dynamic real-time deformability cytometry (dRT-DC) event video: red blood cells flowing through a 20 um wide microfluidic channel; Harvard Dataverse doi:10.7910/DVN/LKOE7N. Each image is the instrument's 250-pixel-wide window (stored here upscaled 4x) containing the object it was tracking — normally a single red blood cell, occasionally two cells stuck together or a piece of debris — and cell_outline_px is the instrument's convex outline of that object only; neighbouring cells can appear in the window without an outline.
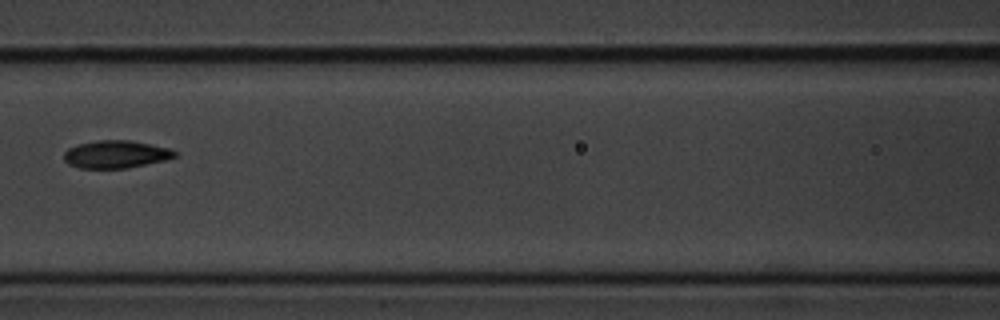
{"species": "common noctule bat (a hibernating species)", "species_latin": "Nyctalus noctula", "temperature_condition": "cold", "stored_images_in_passage": 9, "camera_frame_rate_fps": 3000, "um_per_image_px": 0.085, "animal": {"sex": "male", "body_mass_g": 20.1, "forearm_length_mm": 53.5}, "frame": {"image": 1, "passage_image": 6, "time_ms": 1.667, "image_size_px": [1000, 320], "cell_outline_px": [[180, 152], [176, 156], [164, 160], [124, 168], [80, 168], [68, 164], [64, 160], [64, 152], [68, 148], [76, 144], [96, 140], [128, 140], [152, 144], [172, 148]], "centroid_in_image_um": [9.85, 13.1], "position_along_channel_um": 156.7, "area_um2": 17.98}}
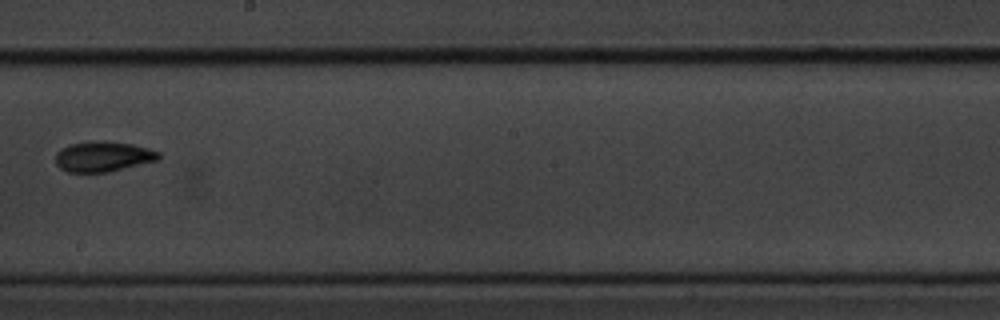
{"frame": {"image": 2, "passage_image": 8, "time_ms": 2.333, "image_size_px": [1000, 320], "cell_outline_px": [[160, 160], [108, 172], [68, 172], [60, 168], [56, 164], [56, 152], [60, 148], [68, 144], [96, 140], [104, 140], [132, 144], [148, 148], [160, 152]], "centroid_in_image_um": [8.76, 13.29], "position_along_channel_um": 239.4, "area_um2": 18.5}}
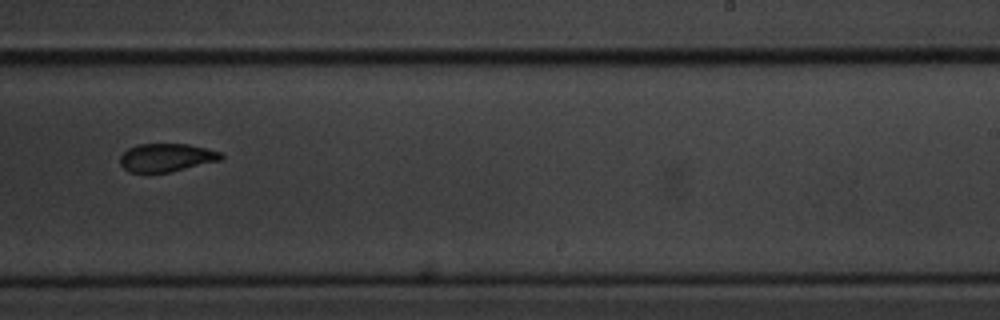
{"frame": {"image": 3, "passage_image": 9, "time_ms": 2.667, "image_size_px": [1000, 320], "cell_outline_px": [[224, 156], [220, 160], [168, 172], [128, 172], [120, 164], [120, 156], [128, 148], [140, 144], [188, 144], [220, 152]], "centroid_in_image_um": [14.11, 13.39], "position_along_channel_um": 274.9, "area_um2": 16.3}}